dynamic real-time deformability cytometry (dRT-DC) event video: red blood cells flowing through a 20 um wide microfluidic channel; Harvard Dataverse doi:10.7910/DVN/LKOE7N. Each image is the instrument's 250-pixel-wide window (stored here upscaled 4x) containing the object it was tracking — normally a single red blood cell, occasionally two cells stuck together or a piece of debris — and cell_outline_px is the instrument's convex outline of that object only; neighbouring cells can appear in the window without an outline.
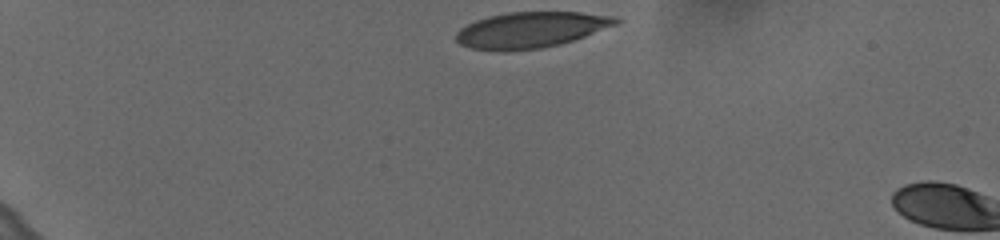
{"species": "human", "species_latin": "Homo sapiens", "temperature_condition": "cold", "stored_images_in_passage": 2, "camera_frame_rate_fps": 3000, "um_per_image_px": 0.085, "donor": {"sex": "female"}, "frame": {"image": 1, "passage_image": 1, "time_ms": 0.0, "image_size_px": [1000, 240], "cell_outline_px": [[620, 20], [616, 24], [584, 36], [560, 44], [540, 48], [504, 52], [500, 52], [472, 48], [460, 44], [456, 40], [456, 32], [460, 28], [476, 20], [488, 16], [508, 12], [580, 12], [612, 16]], "centroid_in_image_um": [45.06, 2.54], "position_along_channel_um": 39.9, "area_um2": 33.23}}